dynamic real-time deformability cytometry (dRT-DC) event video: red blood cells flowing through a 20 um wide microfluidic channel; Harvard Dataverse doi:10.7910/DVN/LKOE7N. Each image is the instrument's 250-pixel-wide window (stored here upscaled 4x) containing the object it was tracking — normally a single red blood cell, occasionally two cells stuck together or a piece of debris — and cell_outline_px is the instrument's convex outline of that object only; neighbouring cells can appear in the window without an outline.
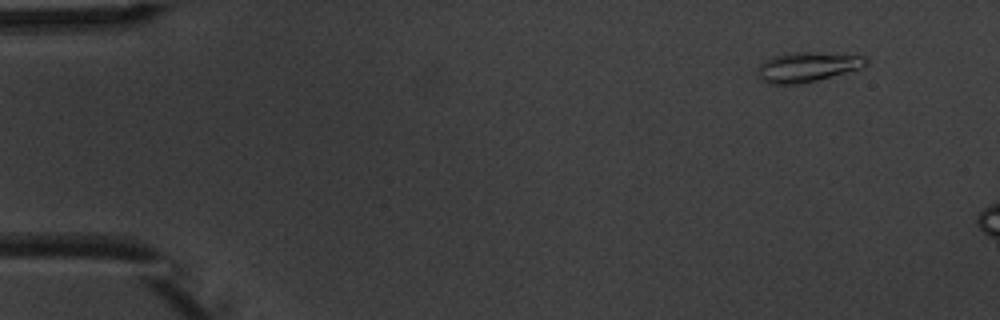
{"species": "common noctule bat (a hibernating species)", "species_latin": "Nyctalus noctula", "temperature_condition": "warm", "stored_images_in_passage": 3, "camera_frame_rate_fps": 3000, "um_per_image_px": 0.085, "animal": {"sex": "male", "body_mass_g": 20.1, "forearm_length_mm": 53.5}, "frame": {"image": 1, "passage_image": 1, "time_ms": 0.0, "image_size_px": [1000, 320], "cell_outline_px": [[868, 64], [860, 68], [816, 80], [796, 84], [768, 84], [760, 80], [756, 76], [756, 72], [760, 64], [764, 60], [772, 56], [796, 52], [812, 52], [868, 56]], "centroid_in_image_um": [68.57, 5.69], "position_along_channel_um": 16.4, "area_um2": 18.84}}